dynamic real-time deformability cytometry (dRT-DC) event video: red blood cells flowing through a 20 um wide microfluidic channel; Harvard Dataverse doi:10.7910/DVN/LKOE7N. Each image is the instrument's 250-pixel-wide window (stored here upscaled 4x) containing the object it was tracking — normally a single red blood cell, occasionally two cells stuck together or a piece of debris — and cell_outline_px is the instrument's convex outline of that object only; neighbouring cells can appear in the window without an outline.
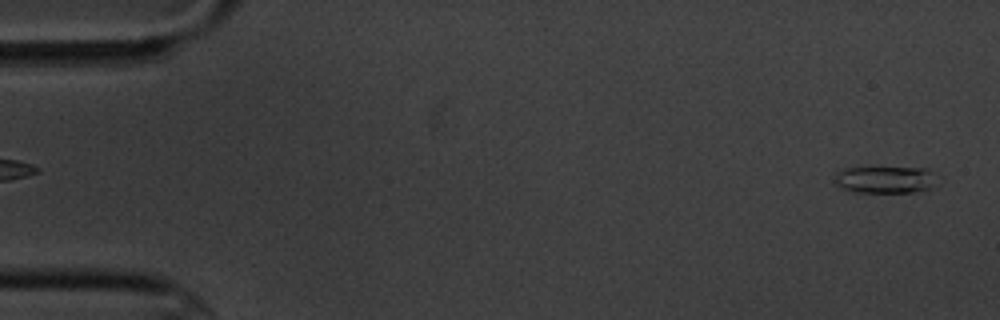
{"species": "common noctule bat (a hibernating species)", "species_latin": "Nyctalus noctula", "temperature_condition": "cold", "stored_images_in_passage": 5, "segment_of_instrument_passage": [3, 3], "camera_frame_rate_fps": 3000, "um_per_image_px": 0.085, "animal": {"sex": "male", "body_mass_g": 20.1, "forearm_length_mm": 53.5}, "frame": {"image": 1, "passage_image": 5, "time_ms": 4.667, "image_size_px": [1000, 320], "cell_outline_px": [[932, 172], [928, 188], [916, 192], [852, 192], [832, 184], [832, 180], [836, 172], [848, 168], [928, 168]], "centroid_in_image_um": [75.06, 15.27], "position_along_channel_um": 9.9, "area_um2": 15.78}}